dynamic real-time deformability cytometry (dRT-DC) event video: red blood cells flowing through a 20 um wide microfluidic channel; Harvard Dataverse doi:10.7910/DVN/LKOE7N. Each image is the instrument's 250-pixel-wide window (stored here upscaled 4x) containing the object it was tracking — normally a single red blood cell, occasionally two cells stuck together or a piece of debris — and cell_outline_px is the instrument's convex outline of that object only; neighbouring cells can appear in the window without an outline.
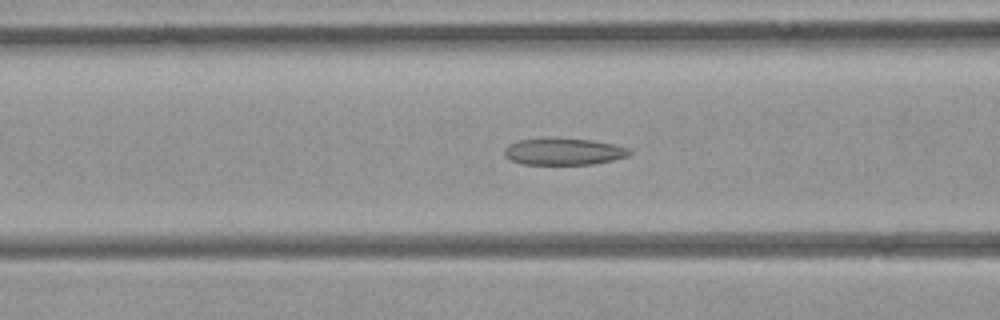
{"species": "common noctule bat (a hibernating species)", "species_latin": "Nyctalus noctula", "temperature_condition": "room temperature", "stored_images_in_passage": 43, "camera_frame_rate_fps": 3000, "um_per_image_px": 0.085, "animal": {"sex": "female", "body_mass_g": 21.9}, "frame": {"image": 1, "passage_image": 16, "time_ms": 5.0, "image_size_px": [1000, 320], "cell_outline_px": [[632, 152], [628, 156], [612, 160], [592, 164], [520, 164], [508, 160], [504, 156], [504, 148], [508, 144], [516, 140], [548, 136], [592, 140], [616, 144], [628, 148]], "centroid_in_image_um": [47.84, 12.85], "position_along_channel_um": 118.8, "area_um2": 20.23}}
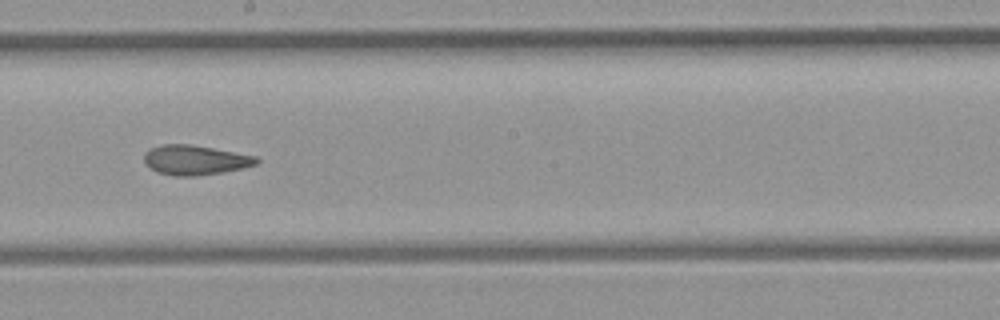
{"frame": {"image": 2, "passage_image": 23, "time_ms": 7.333, "image_size_px": [1000, 320], "cell_outline_px": [[260, 160], [256, 164], [224, 172], [196, 176], [172, 176], [156, 172], [144, 164], [144, 152], [152, 148], [164, 144], [192, 144], [256, 156]], "centroid_in_image_um": [16.55, 13.61], "position_along_channel_um": 231.7, "area_um2": 19.54}}
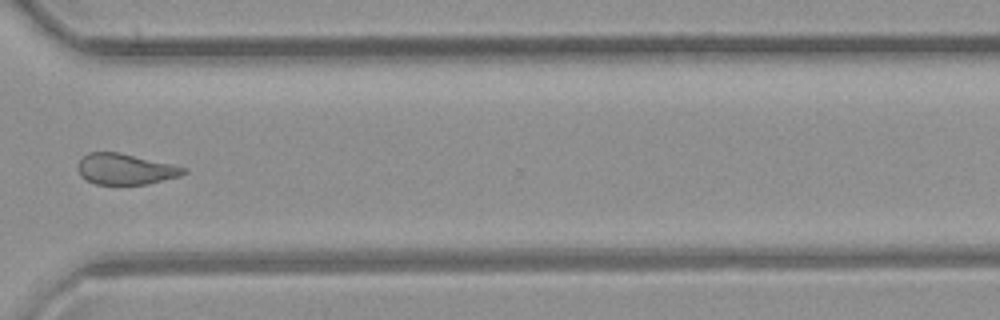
{"frame": {"image": 3, "passage_image": 31, "time_ms": 10.0, "image_size_px": [1000, 320], "cell_outline_px": [[188, 172], [180, 176], [148, 184], [96, 184], [84, 180], [80, 176], [76, 168], [76, 164], [88, 152], [120, 152], [172, 164], [188, 168]], "centroid_in_image_um": [10.64, 14.37], "position_along_channel_um": 360.0, "area_um2": 19.31}}